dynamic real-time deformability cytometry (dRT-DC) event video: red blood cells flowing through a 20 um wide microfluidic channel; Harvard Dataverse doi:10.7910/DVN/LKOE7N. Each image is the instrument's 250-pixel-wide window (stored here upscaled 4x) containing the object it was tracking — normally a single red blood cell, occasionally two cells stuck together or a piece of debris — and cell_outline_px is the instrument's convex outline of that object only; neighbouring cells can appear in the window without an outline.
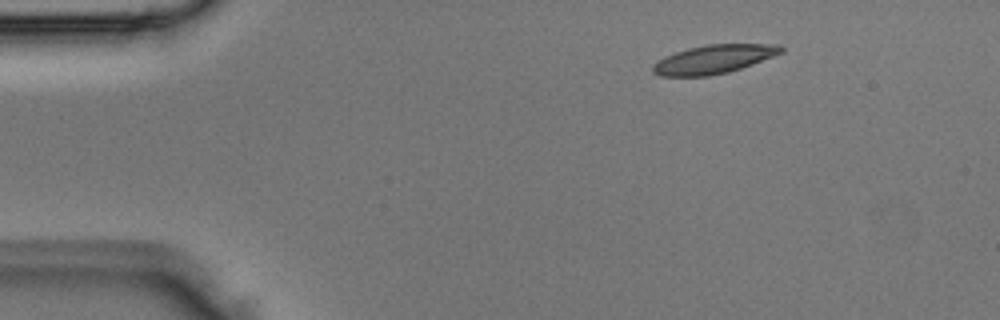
{"species": "Egyptian fruit bat (a non-hibernating species)", "species_latin": "Rousettus aegyptiacus", "temperature_condition": "room temperature", "stored_images_in_passage": 4, "camera_frame_rate_fps": 3000, "um_per_image_px": 0.085, "animal": {"sex": "male"}, "frame": {"image": 1, "passage_image": 1, "time_ms": 0.0, "image_size_px": [1000, 320], "cell_outline_px": [[784, 52], [752, 64], [728, 72], [708, 76], [660, 76], [652, 72], [652, 64], [656, 60], [664, 56], [688, 48], [708, 44], [780, 44], [784, 48]], "centroid_in_image_um": [60.64, 5.03], "position_along_channel_um": 24.4, "area_um2": 21.5}}
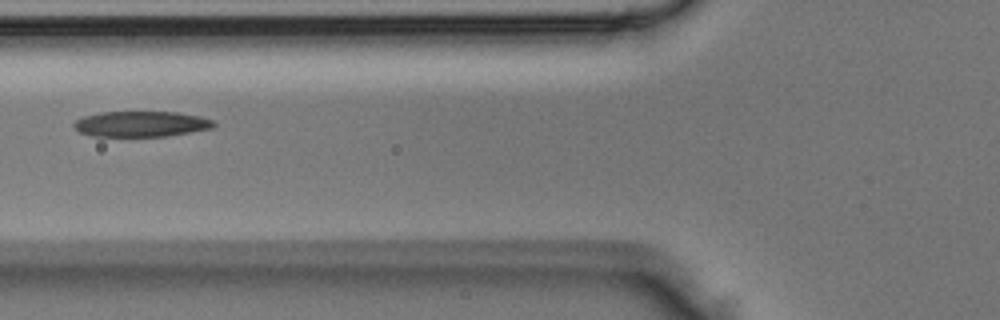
{"frame": {"image": 2, "passage_image": 4, "time_ms": 1.0, "image_size_px": [1000, 320], "cell_outline_px": [[216, 124], [212, 128], [192, 132], [168, 136], [92, 136], [80, 132], [72, 124], [76, 120], [84, 116], [100, 112], [176, 112], [200, 116], [216, 120]], "centroid_in_image_um": [12.04, 10.53], "position_along_channel_um": 113.8, "area_um2": 20.92}}